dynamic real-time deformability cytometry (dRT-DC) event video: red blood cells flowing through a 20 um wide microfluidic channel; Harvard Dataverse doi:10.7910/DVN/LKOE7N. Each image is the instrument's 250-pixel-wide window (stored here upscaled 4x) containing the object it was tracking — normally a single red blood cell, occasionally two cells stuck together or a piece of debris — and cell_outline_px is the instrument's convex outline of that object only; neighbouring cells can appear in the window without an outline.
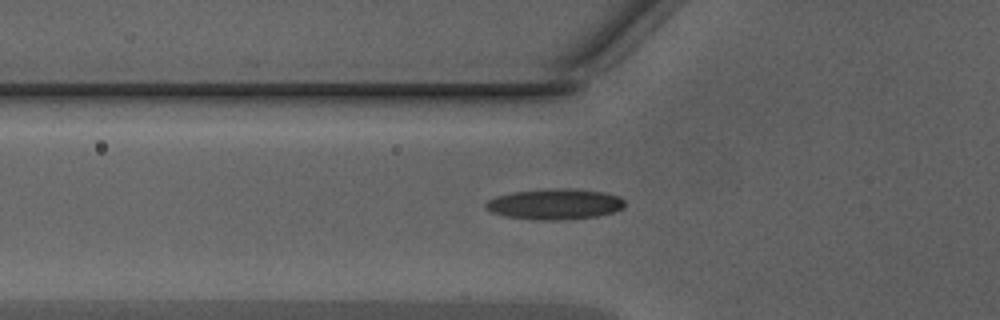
{"species": "Egyptian fruit bat (a non-hibernating species)", "species_latin": "Rousettus aegyptiacus", "temperature_condition": "warm", "stored_images_in_passage": 28, "camera_frame_rate_fps": 3000, "um_per_image_px": 0.085, "animal": {"sex": "male"}, "frame": {"image": 1, "passage_image": 4, "time_ms": 1.0, "image_size_px": [1000, 320], "cell_outline_px": [[624, 208], [616, 212], [596, 216], [560, 220], [536, 220], [504, 216], [492, 212], [484, 208], [484, 204], [488, 200], [496, 196], [512, 192], [556, 188], [564, 188], [604, 192], [620, 196], [624, 200]], "centroid_in_image_um": [47.16, 17.35], "position_along_channel_um": 78.6, "area_um2": 24.97}}
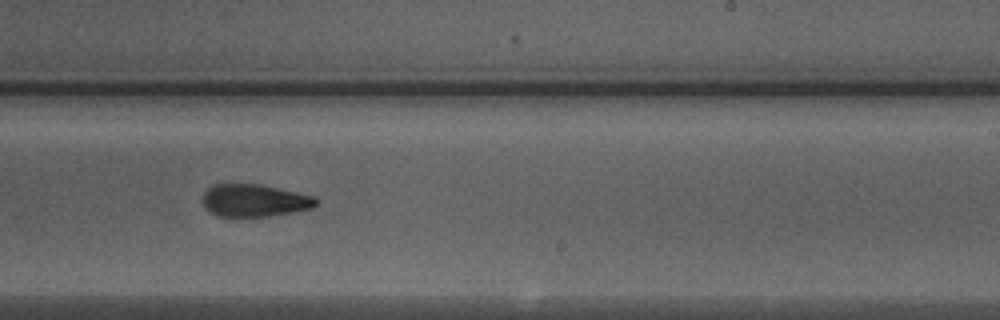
{"frame": {"image": 2, "passage_image": 17, "time_ms": 5.333, "image_size_px": [1000, 320], "cell_outline_px": [[320, 200], [312, 208], [292, 212], [268, 216], [220, 216], [212, 212], [204, 204], [204, 192], [212, 184], [260, 184], [312, 196]], "centroid_in_image_um": [21.64, 17.03], "position_along_channel_um": 267.4, "area_um2": 21.04}}
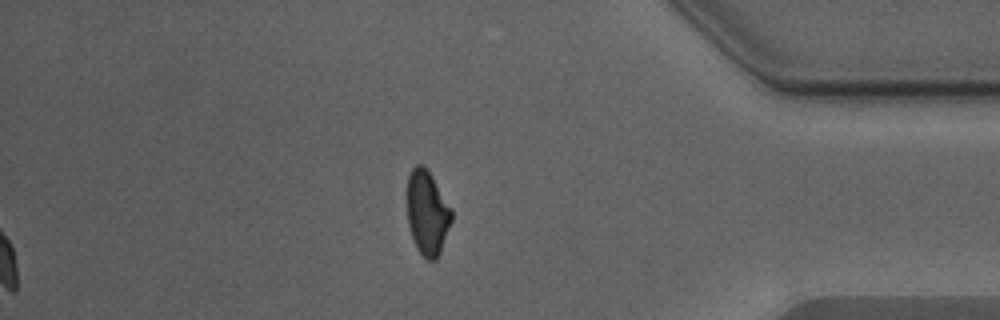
{"frame": {"image": 3, "passage_image": 28, "time_ms": 9.0, "image_size_px": [1000, 320], "cell_outline_px": [[452, 220], [440, 252], [436, 260], [428, 260], [416, 248], [408, 224], [408, 176], [412, 168], [416, 164], [420, 164], [432, 176], [452, 208]], "centroid_in_image_um": [36.33, 18.1], "position_along_channel_um": 398.9, "area_um2": 21.56}, "authors_computed_cell_mechanics": {"area_um2": 22.6287, "velocity_mm_per_s": 4.352, "shape_relaxation_time_tau1_ms": 7.8491, "shape_relaxation_time_tau2_ms": 2.7643, "deformation_change_tau1": 0.2117, "deformation_change_tau2": 0.107}}